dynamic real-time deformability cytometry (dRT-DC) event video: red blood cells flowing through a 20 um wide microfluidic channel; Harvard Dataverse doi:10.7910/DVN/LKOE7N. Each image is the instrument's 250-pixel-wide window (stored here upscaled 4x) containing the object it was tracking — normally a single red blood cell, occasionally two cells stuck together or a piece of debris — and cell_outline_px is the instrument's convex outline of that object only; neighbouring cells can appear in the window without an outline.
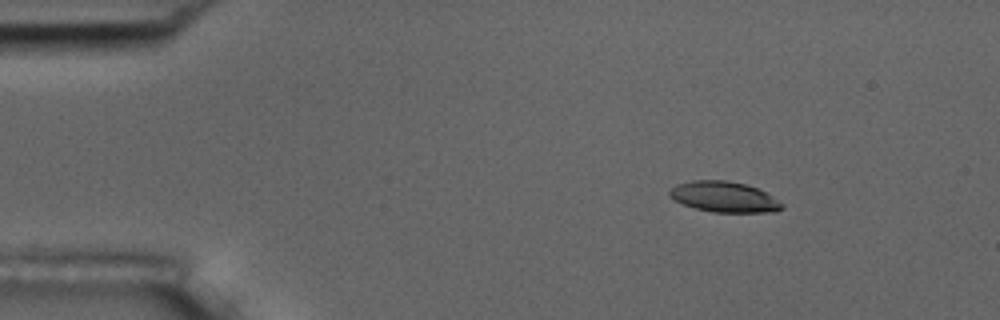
{"species": "common noctule bat (a hibernating species)", "species_latin": "Nyctalus noctula", "temperature_condition": "room temperature", "stored_images_in_passage": 3, "camera_frame_rate_fps": 3000, "um_per_image_px": 0.085, "animal": {"sex": "male", "body_mass_g": 17.5, "forearm_length_mm": 52.3}, "frame": {"image": 1, "passage_image": 1, "time_ms": 0.0, "image_size_px": [1000, 320], "cell_outline_px": [[784, 208], [776, 212], [712, 212], [696, 208], [684, 204], [668, 196], [668, 192], [676, 184], [692, 180], [724, 180], [744, 184], [756, 188], [772, 196], [784, 204]], "centroid_in_image_um": [61.56, 16.74], "position_along_channel_um": 23.4, "area_um2": 19.94}}